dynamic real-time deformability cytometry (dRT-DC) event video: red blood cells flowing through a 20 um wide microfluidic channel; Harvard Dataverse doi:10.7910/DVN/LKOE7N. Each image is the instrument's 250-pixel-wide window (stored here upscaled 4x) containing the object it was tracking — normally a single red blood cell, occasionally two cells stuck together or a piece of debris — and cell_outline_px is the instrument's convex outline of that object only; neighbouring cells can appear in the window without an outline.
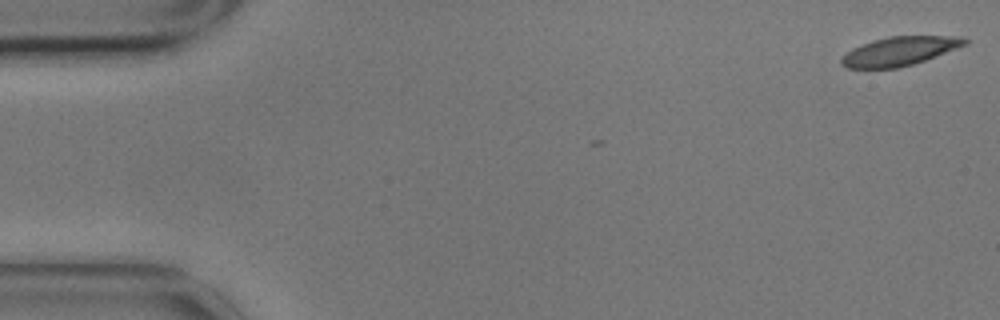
{"species": "common noctule bat (a hibernating species)", "species_latin": "Nyctalus noctula", "temperature_condition": "cold", "stored_images_in_passage": 3, "camera_frame_rate_fps": 3000, "um_per_image_px": 0.085, "animal": {"sex": "male", "body_mass_g": 17.9}, "frame": {"image": 1, "passage_image": 1, "time_ms": 0.0, "image_size_px": [1000, 320], "cell_outline_px": [[968, 44], [936, 56], [912, 64], [896, 68], [848, 68], [840, 64], [840, 60], [852, 48], [872, 40], [888, 36], [956, 36], [968, 40]], "centroid_in_image_um": [76.45, 4.34], "position_along_channel_um": 8.5, "area_um2": 20.58}}